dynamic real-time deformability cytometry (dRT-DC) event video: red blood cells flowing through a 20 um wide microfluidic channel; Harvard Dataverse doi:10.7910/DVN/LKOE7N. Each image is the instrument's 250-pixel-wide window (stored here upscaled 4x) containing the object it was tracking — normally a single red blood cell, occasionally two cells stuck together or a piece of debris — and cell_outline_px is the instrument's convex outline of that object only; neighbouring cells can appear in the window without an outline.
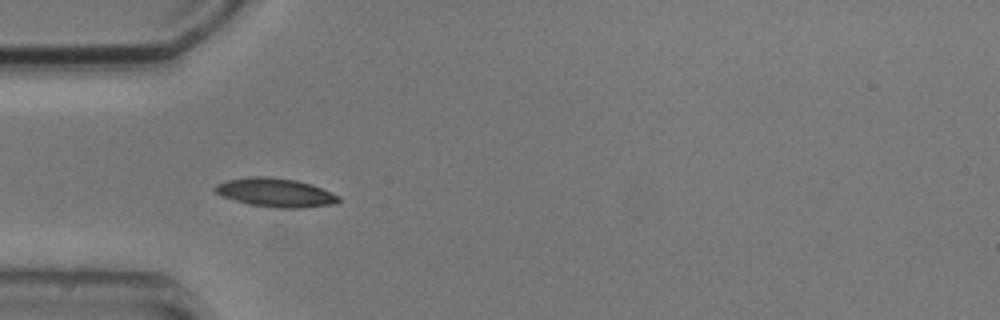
{"species": "common noctule bat (a hibernating species)", "species_latin": "Nyctalus noctula", "temperature_condition": "cold", "stored_images_in_passage": 13, "camera_frame_rate_fps": 3000, "um_per_image_px": 0.085, "animal": {"sex": "male", "body_mass_g": 20.5, "forearm_length_mm": 52.5}, "frame": {"image": 1, "passage_image": 3, "time_ms": 3.333, "image_size_px": [1000, 320], "cell_outline_px": [[340, 200], [336, 204], [300, 208], [280, 208], [248, 204], [224, 196], [216, 192], [212, 188], [216, 184], [228, 180], [248, 176], [264, 176], [296, 180], [312, 184], [340, 196]], "centroid_in_image_um": [23.44, 16.36], "position_along_channel_um": 61.6, "area_um2": 20.63}}
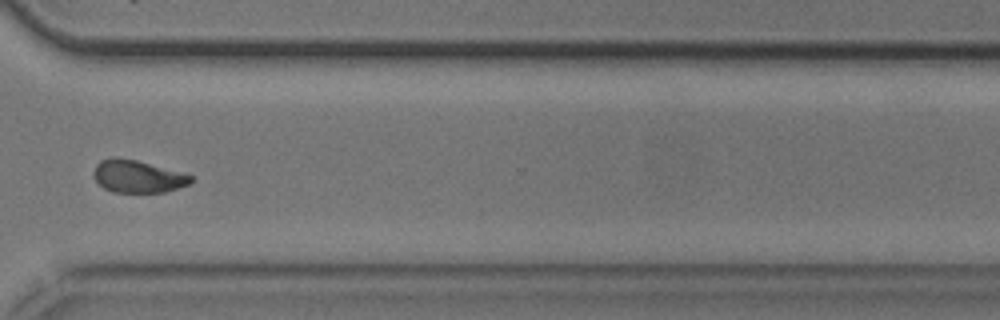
{"frame": {"image": 2, "passage_image": 10, "time_ms": 11.333, "image_size_px": [1000, 320], "cell_outline_px": [[192, 180], [188, 184], [164, 192], [112, 192], [104, 188], [92, 176], [92, 172], [96, 164], [100, 160], [136, 160], [184, 172], [192, 176]], "centroid_in_image_um": [11.72, 15.02], "position_along_channel_um": 358.9, "area_um2": 17.98}}
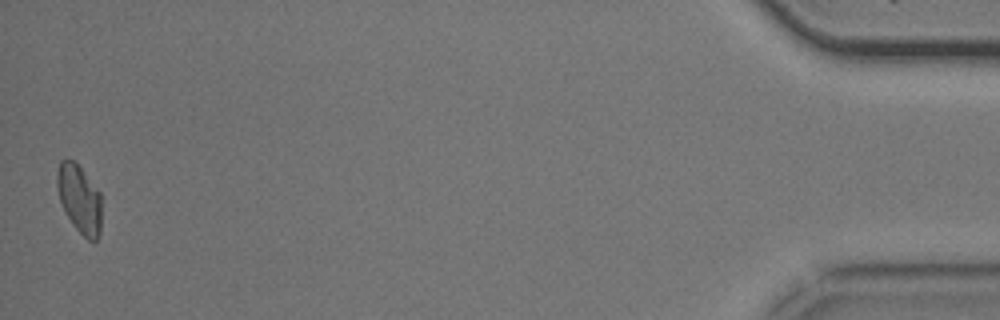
{"frame": {"image": 3, "passage_image": 13, "time_ms": 15.667, "image_size_px": [1000, 320], "cell_outline_px": [[100, 232], [96, 240], [88, 240], [72, 224], [60, 200], [56, 184], [56, 176], [60, 160], [72, 160], [80, 168], [100, 192]], "centroid_in_image_um": [6.74, 16.9], "position_along_channel_um": 428.5, "area_um2": 17.22}, "authors_computed_cell_mechanics": {"area_um2": 18.1492, "velocity_mm_per_s": 3.7421, "shape_relaxation_time_tau1_ms": 3.431, "shape_relaxation_time_tau2_ms": 1.2174, "deformation_change_tau1": 0.0993, "deformation_change_tau2": 0.031}}